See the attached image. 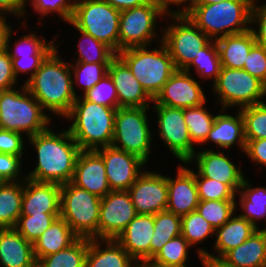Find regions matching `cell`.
I'll use <instances>...</instances> for the list:
<instances>
[{
	"instance_id": "obj_32",
	"label": "cell",
	"mask_w": 266,
	"mask_h": 267,
	"mask_svg": "<svg viewBox=\"0 0 266 267\" xmlns=\"http://www.w3.org/2000/svg\"><path fill=\"white\" fill-rule=\"evenodd\" d=\"M245 176L236 198V208H241L239 215L260 228L261 220L266 219V187H254ZM239 202V204H238ZM260 221V222H259ZM259 222V223H257Z\"/></svg>"
},
{
	"instance_id": "obj_58",
	"label": "cell",
	"mask_w": 266,
	"mask_h": 267,
	"mask_svg": "<svg viewBox=\"0 0 266 267\" xmlns=\"http://www.w3.org/2000/svg\"><path fill=\"white\" fill-rule=\"evenodd\" d=\"M202 267H233L228 264L223 258L214 257L208 254L200 255L199 259Z\"/></svg>"
},
{
	"instance_id": "obj_47",
	"label": "cell",
	"mask_w": 266,
	"mask_h": 267,
	"mask_svg": "<svg viewBox=\"0 0 266 267\" xmlns=\"http://www.w3.org/2000/svg\"><path fill=\"white\" fill-rule=\"evenodd\" d=\"M85 100L111 108H118V94L109 74L81 95Z\"/></svg>"
},
{
	"instance_id": "obj_49",
	"label": "cell",
	"mask_w": 266,
	"mask_h": 267,
	"mask_svg": "<svg viewBox=\"0 0 266 267\" xmlns=\"http://www.w3.org/2000/svg\"><path fill=\"white\" fill-rule=\"evenodd\" d=\"M243 69L266 86V48L256 43L251 48Z\"/></svg>"
},
{
	"instance_id": "obj_25",
	"label": "cell",
	"mask_w": 266,
	"mask_h": 267,
	"mask_svg": "<svg viewBox=\"0 0 266 267\" xmlns=\"http://www.w3.org/2000/svg\"><path fill=\"white\" fill-rule=\"evenodd\" d=\"M236 214V215H235ZM258 228L241 217L238 213L234 215L221 227L215 230V241L213 243L214 254L209 253L206 248L196 249L197 257L208 254L222 258L228 251L238 247L247 240Z\"/></svg>"
},
{
	"instance_id": "obj_6",
	"label": "cell",
	"mask_w": 266,
	"mask_h": 267,
	"mask_svg": "<svg viewBox=\"0 0 266 267\" xmlns=\"http://www.w3.org/2000/svg\"><path fill=\"white\" fill-rule=\"evenodd\" d=\"M158 43L159 47L154 49L150 46L132 47L117 54L153 100L177 70L164 43Z\"/></svg>"
},
{
	"instance_id": "obj_53",
	"label": "cell",
	"mask_w": 266,
	"mask_h": 267,
	"mask_svg": "<svg viewBox=\"0 0 266 267\" xmlns=\"http://www.w3.org/2000/svg\"><path fill=\"white\" fill-rule=\"evenodd\" d=\"M246 146L244 156L251 159L255 166L259 165L260 168H266V138L257 140H245ZM262 166V167H261Z\"/></svg>"
},
{
	"instance_id": "obj_10",
	"label": "cell",
	"mask_w": 266,
	"mask_h": 267,
	"mask_svg": "<svg viewBox=\"0 0 266 267\" xmlns=\"http://www.w3.org/2000/svg\"><path fill=\"white\" fill-rule=\"evenodd\" d=\"M212 87L216 107L221 104V109L228 111L232 107L239 110L266 101V86L244 69L221 67Z\"/></svg>"
},
{
	"instance_id": "obj_24",
	"label": "cell",
	"mask_w": 266,
	"mask_h": 267,
	"mask_svg": "<svg viewBox=\"0 0 266 267\" xmlns=\"http://www.w3.org/2000/svg\"><path fill=\"white\" fill-rule=\"evenodd\" d=\"M212 129L209 132L206 141L201 145L211 144L217 146V149H225L228 152L231 147L237 145L238 150L244 153L246 141L244 137V120L240 110H236L235 116L228 114L225 109L218 111ZM228 149V150H227Z\"/></svg>"
},
{
	"instance_id": "obj_55",
	"label": "cell",
	"mask_w": 266,
	"mask_h": 267,
	"mask_svg": "<svg viewBox=\"0 0 266 267\" xmlns=\"http://www.w3.org/2000/svg\"><path fill=\"white\" fill-rule=\"evenodd\" d=\"M161 9L167 14H186L194 5H195V0H155ZM183 5V6H182ZM176 7L177 8H170V7ZM179 7V8H178ZM182 9H181V8Z\"/></svg>"
},
{
	"instance_id": "obj_8",
	"label": "cell",
	"mask_w": 266,
	"mask_h": 267,
	"mask_svg": "<svg viewBox=\"0 0 266 267\" xmlns=\"http://www.w3.org/2000/svg\"><path fill=\"white\" fill-rule=\"evenodd\" d=\"M100 206V197L72 182L61 185L60 217L79 238H98Z\"/></svg>"
},
{
	"instance_id": "obj_31",
	"label": "cell",
	"mask_w": 266,
	"mask_h": 267,
	"mask_svg": "<svg viewBox=\"0 0 266 267\" xmlns=\"http://www.w3.org/2000/svg\"><path fill=\"white\" fill-rule=\"evenodd\" d=\"M78 238L64 219L57 218L33 243L36 261L69 247Z\"/></svg>"
},
{
	"instance_id": "obj_2",
	"label": "cell",
	"mask_w": 266,
	"mask_h": 267,
	"mask_svg": "<svg viewBox=\"0 0 266 267\" xmlns=\"http://www.w3.org/2000/svg\"><path fill=\"white\" fill-rule=\"evenodd\" d=\"M56 47L42 61L39 69L25 83L26 89L53 115L63 118L70 112L77 99L73 91L70 63L63 61Z\"/></svg>"
},
{
	"instance_id": "obj_51",
	"label": "cell",
	"mask_w": 266,
	"mask_h": 267,
	"mask_svg": "<svg viewBox=\"0 0 266 267\" xmlns=\"http://www.w3.org/2000/svg\"><path fill=\"white\" fill-rule=\"evenodd\" d=\"M257 1L254 0L252 5L251 30L256 43L266 48V3L258 5Z\"/></svg>"
},
{
	"instance_id": "obj_40",
	"label": "cell",
	"mask_w": 266,
	"mask_h": 267,
	"mask_svg": "<svg viewBox=\"0 0 266 267\" xmlns=\"http://www.w3.org/2000/svg\"><path fill=\"white\" fill-rule=\"evenodd\" d=\"M72 72L73 91L78 97L76 88L80 86V90L85 93L93 88L104 76L108 74L110 63H73L69 61ZM77 85V86H75ZM76 87V88H75Z\"/></svg>"
},
{
	"instance_id": "obj_16",
	"label": "cell",
	"mask_w": 266,
	"mask_h": 267,
	"mask_svg": "<svg viewBox=\"0 0 266 267\" xmlns=\"http://www.w3.org/2000/svg\"><path fill=\"white\" fill-rule=\"evenodd\" d=\"M202 148L194 153L193 157L184 164H196L197 172L202 176L226 184L235 194L245 178L242 168L225 155L222 150Z\"/></svg>"
},
{
	"instance_id": "obj_33",
	"label": "cell",
	"mask_w": 266,
	"mask_h": 267,
	"mask_svg": "<svg viewBox=\"0 0 266 267\" xmlns=\"http://www.w3.org/2000/svg\"><path fill=\"white\" fill-rule=\"evenodd\" d=\"M24 180L0 182V228H15L21 215Z\"/></svg>"
},
{
	"instance_id": "obj_19",
	"label": "cell",
	"mask_w": 266,
	"mask_h": 267,
	"mask_svg": "<svg viewBox=\"0 0 266 267\" xmlns=\"http://www.w3.org/2000/svg\"><path fill=\"white\" fill-rule=\"evenodd\" d=\"M71 182L100 198L111 191L104 161L95 150L80 151Z\"/></svg>"
},
{
	"instance_id": "obj_3",
	"label": "cell",
	"mask_w": 266,
	"mask_h": 267,
	"mask_svg": "<svg viewBox=\"0 0 266 267\" xmlns=\"http://www.w3.org/2000/svg\"><path fill=\"white\" fill-rule=\"evenodd\" d=\"M116 109L77 97L64 118L70 122L67 129L81 150L112 145Z\"/></svg>"
},
{
	"instance_id": "obj_1",
	"label": "cell",
	"mask_w": 266,
	"mask_h": 267,
	"mask_svg": "<svg viewBox=\"0 0 266 267\" xmlns=\"http://www.w3.org/2000/svg\"><path fill=\"white\" fill-rule=\"evenodd\" d=\"M27 139L36 152L37 165L26 174V178L60 185L72 181L81 149L68 129L55 131L53 126H49Z\"/></svg>"
},
{
	"instance_id": "obj_13",
	"label": "cell",
	"mask_w": 266,
	"mask_h": 267,
	"mask_svg": "<svg viewBox=\"0 0 266 267\" xmlns=\"http://www.w3.org/2000/svg\"><path fill=\"white\" fill-rule=\"evenodd\" d=\"M157 119L158 136L180 163L188 162L196 152L184 120V109L152 105ZM195 146V147H194Z\"/></svg>"
},
{
	"instance_id": "obj_57",
	"label": "cell",
	"mask_w": 266,
	"mask_h": 267,
	"mask_svg": "<svg viewBox=\"0 0 266 267\" xmlns=\"http://www.w3.org/2000/svg\"><path fill=\"white\" fill-rule=\"evenodd\" d=\"M113 6L119 11L127 10L134 7H139L149 3L151 0H102Z\"/></svg>"
},
{
	"instance_id": "obj_11",
	"label": "cell",
	"mask_w": 266,
	"mask_h": 267,
	"mask_svg": "<svg viewBox=\"0 0 266 267\" xmlns=\"http://www.w3.org/2000/svg\"><path fill=\"white\" fill-rule=\"evenodd\" d=\"M167 14L155 0L145 5L123 10L119 19V52L124 49L152 46L153 41L161 42L162 35L156 33L159 21ZM160 19V20H159ZM159 20V21H158ZM158 28V29H157Z\"/></svg>"
},
{
	"instance_id": "obj_62",
	"label": "cell",
	"mask_w": 266,
	"mask_h": 267,
	"mask_svg": "<svg viewBox=\"0 0 266 267\" xmlns=\"http://www.w3.org/2000/svg\"><path fill=\"white\" fill-rule=\"evenodd\" d=\"M133 267H151L147 262H137Z\"/></svg>"
},
{
	"instance_id": "obj_35",
	"label": "cell",
	"mask_w": 266,
	"mask_h": 267,
	"mask_svg": "<svg viewBox=\"0 0 266 267\" xmlns=\"http://www.w3.org/2000/svg\"><path fill=\"white\" fill-rule=\"evenodd\" d=\"M181 235V216L167 210L154 215V233L150 243V260L172 238Z\"/></svg>"
},
{
	"instance_id": "obj_23",
	"label": "cell",
	"mask_w": 266,
	"mask_h": 267,
	"mask_svg": "<svg viewBox=\"0 0 266 267\" xmlns=\"http://www.w3.org/2000/svg\"><path fill=\"white\" fill-rule=\"evenodd\" d=\"M154 215L137 214L116 240L136 262L150 261Z\"/></svg>"
},
{
	"instance_id": "obj_63",
	"label": "cell",
	"mask_w": 266,
	"mask_h": 267,
	"mask_svg": "<svg viewBox=\"0 0 266 267\" xmlns=\"http://www.w3.org/2000/svg\"><path fill=\"white\" fill-rule=\"evenodd\" d=\"M266 219L264 220L265 226L261 228H258L260 231L264 232L266 234Z\"/></svg>"
},
{
	"instance_id": "obj_27",
	"label": "cell",
	"mask_w": 266,
	"mask_h": 267,
	"mask_svg": "<svg viewBox=\"0 0 266 267\" xmlns=\"http://www.w3.org/2000/svg\"><path fill=\"white\" fill-rule=\"evenodd\" d=\"M136 263L116 239H88L85 267H133Z\"/></svg>"
},
{
	"instance_id": "obj_29",
	"label": "cell",
	"mask_w": 266,
	"mask_h": 267,
	"mask_svg": "<svg viewBox=\"0 0 266 267\" xmlns=\"http://www.w3.org/2000/svg\"><path fill=\"white\" fill-rule=\"evenodd\" d=\"M222 258L233 267H266V234L257 229Z\"/></svg>"
},
{
	"instance_id": "obj_54",
	"label": "cell",
	"mask_w": 266,
	"mask_h": 267,
	"mask_svg": "<svg viewBox=\"0 0 266 267\" xmlns=\"http://www.w3.org/2000/svg\"><path fill=\"white\" fill-rule=\"evenodd\" d=\"M43 60L44 59H12V66L16 79L18 80L21 74H27L28 77L23 82L25 84L39 69Z\"/></svg>"
},
{
	"instance_id": "obj_39",
	"label": "cell",
	"mask_w": 266,
	"mask_h": 267,
	"mask_svg": "<svg viewBox=\"0 0 266 267\" xmlns=\"http://www.w3.org/2000/svg\"><path fill=\"white\" fill-rule=\"evenodd\" d=\"M206 106L205 103L184 109V120L188 127L189 136L196 146H201L206 141L216 118V115L210 112Z\"/></svg>"
},
{
	"instance_id": "obj_44",
	"label": "cell",
	"mask_w": 266,
	"mask_h": 267,
	"mask_svg": "<svg viewBox=\"0 0 266 267\" xmlns=\"http://www.w3.org/2000/svg\"><path fill=\"white\" fill-rule=\"evenodd\" d=\"M244 120L245 140L266 138V101L239 109Z\"/></svg>"
},
{
	"instance_id": "obj_50",
	"label": "cell",
	"mask_w": 266,
	"mask_h": 267,
	"mask_svg": "<svg viewBox=\"0 0 266 267\" xmlns=\"http://www.w3.org/2000/svg\"><path fill=\"white\" fill-rule=\"evenodd\" d=\"M24 137L25 135L20 132L0 129V153L24 156L26 153L24 143L27 141Z\"/></svg>"
},
{
	"instance_id": "obj_48",
	"label": "cell",
	"mask_w": 266,
	"mask_h": 267,
	"mask_svg": "<svg viewBox=\"0 0 266 267\" xmlns=\"http://www.w3.org/2000/svg\"><path fill=\"white\" fill-rule=\"evenodd\" d=\"M23 156L0 153V182H18L26 179L22 173Z\"/></svg>"
},
{
	"instance_id": "obj_46",
	"label": "cell",
	"mask_w": 266,
	"mask_h": 267,
	"mask_svg": "<svg viewBox=\"0 0 266 267\" xmlns=\"http://www.w3.org/2000/svg\"><path fill=\"white\" fill-rule=\"evenodd\" d=\"M195 183L199 201L236 200V194L226 184L214 179L202 177L196 170Z\"/></svg>"
},
{
	"instance_id": "obj_56",
	"label": "cell",
	"mask_w": 266,
	"mask_h": 267,
	"mask_svg": "<svg viewBox=\"0 0 266 267\" xmlns=\"http://www.w3.org/2000/svg\"><path fill=\"white\" fill-rule=\"evenodd\" d=\"M0 14L8 15L22 20L21 0H0Z\"/></svg>"
},
{
	"instance_id": "obj_42",
	"label": "cell",
	"mask_w": 266,
	"mask_h": 267,
	"mask_svg": "<svg viewBox=\"0 0 266 267\" xmlns=\"http://www.w3.org/2000/svg\"><path fill=\"white\" fill-rule=\"evenodd\" d=\"M191 248L193 247L182 235L176 236L169 240L162 247V249L147 263L176 266L189 265V250Z\"/></svg>"
},
{
	"instance_id": "obj_5",
	"label": "cell",
	"mask_w": 266,
	"mask_h": 267,
	"mask_svg": "<svg viewBox=\"0 0 266 267\" xmlns=\"http://www.w3.org/2000/svg\"><path fill=\"white\" fill-rule=\"evenodd\" d=\"M52 120L25 84L0 91V129L20 132L28 138L46 130Z\"/></svg>"
},
{
	"instance_id": "obj_52",
	"label": "cell",
	"mask_w": 266,
	"mask_h": 267,
	"mask_svg": "<svg viewBox=\"0 0 266 267\" xmlns=\"http://www.w3.org/2000/svg\"><path fill=\"white\" fill-rule=\"evenodd\" d=\"M19 84L18 80L15 77L12 59L9 56V53L4 50L0 52V91H5L13 89Z\"/></svg>"
},
{
	"instance_id": "obj_60",
	"label": "cell",
	"mask_w": 266,
	"mask_h": 267,
	"mask_svg": "<svg viewBox=\"0 0 266 267\" xmlns=\"http://www.w3.org/2000/svg\"><path fill=\"white\" fill-rule=\"evenodd\" d=\"M228 0H195V4H212V3H219Z\"/></svg>"
},
{
	"instance_id": "obj_36",
	"label": "cell",
	"mask_w": 266,
	"mask_h": 267,
	"mask_svg": "<svg viewBox=\"0 0 266 267\" xmlns=\"http://www.w3.org/2000/svg\"><path fill=\"white\" fill-rule=\"evenodd\" d=\"M88 238H78L69 247L41 258L37 267H85Z\"/></svg>"
},
{
	"instance_id": "obj_37",
	"label": "cell",
	"mask_w": 266,
	"mask_h": 267,
	"mask_svg": "<svg viewBox=\"0 0 266 267\" xmlns=\"http://www.w3.org/2000/svg\"><path fill=\"white\" fill-rule=\"evenodd\" d=\"M195 69V71H192ZM221 70V61L218 46L215 40H211L204 48L200 50L198 57L184 69V71L202 78V82L211 79V85L217 80ZM204 78V79H203Z\"/></svg>"
},
{
	"instance_id": "obj_22",
	"label": "cell",
	"mask_w": 266,
	"mask_h": 267,
	"mask_svg": "<svg viewBox=\"0 0 266 267\" xmlns=\"http://www.w3.org/2000/svg\"><path fill=\"white\" fill-rule=\"evenodd\" d=\"M61 185L26 178L23 185L21 215L51 213L60 215Z\"/></svg>"
},
{
	"instance_id": "obj_21",
	"label": "cell",
	"mask_w": 266,
	"mask_h": 267,
	"mask_svg": "<svg viewBox=\"0 0 266 267\" xmlns=\"http://www.w3.org/2000/svg\"><path fill=\"white\" fill-rule=\"evenodd\" d=\"M108 74L112 78L118 94V108L151 107L150 104L153 103V99L118 55L111 60Z\"/></svg>"
},
{
	"instance_id": "obj_26",
	"label": "cell",
	"mask_w": 266,
	"mask_h": 267,
	"mask_svg": "<svg viewBox=\"0 0 266 267\" xmlns=\"http://www.w3.org/2000/svg\"><path fill=\"white\" fill-rule=\"evenodd\" d=\"M0 267H37L33 243L15 228H0Z\"/></svg>"
},
{
	"instance_id": "obj_12",
	"label": "cell",
	"mask_w": 266,
	"mask_h": 267,
	"mask_svg": "<svg viewBox=\"0 0 266 267\" xmlns=\"http://www.w3.org/2000/svg\"><path fill=\"white\" fill-rule=\"evenodd\" d=\"M171 21L162 28V42L169 51L177 70H184L211 39L185 14L166 15Z\"/></svg>"
},
{
	"instance_id": "obj_61",
	"label": "cell",
	"mask_w": 266,
	"mask_h": 267,
	"mask_svg": "<svg viewBox=\"0 0 266 267\" xmlns=\"http://www.w3.org/2000/svg\"><path fill=\"white\" fill-rule=\"evenodd\" d=\"M151 267H188V265L176 266V265H163V264H149ZM191 267V266H189Z\"/></svg>"
},
{
	"instance_id": "obj_43",
	"label": "cell",
	"mask_w": 266,
	"mask_h": 267,
	"mask_svg": "<svg viewBox=\"0 0 266 267\" xmlns=\"http://www.w3.org/2000/svg\"><path fill=\"white\" fill-rule=\"evenodd\" d=\"M196 211L216 230L224 225L238 211L236 200L199 201Z\"/></svg>"
},
{
	"instance_id": "obj_20",
	"label": "cell",
	"mask_w": 266,
	"mask_h": 267,
	"mask_svg": "<svg viewBox=\"0 0 266 267\" xmlns=\"http://www.w3.org/2000/svg\"><path fill=\"white\" fill-rule=\"evenodd\" d=\"M175 177L167 175L168 201L167 211L183 216L196 210L199 204L195 183V171L179 164Z\"/></svg>"
},
{
	"instance_id": "obj_34",
	"label": "cell",
	"mask_w": 266,
	"mask_h": 267,
	"mask_svg": "<svg viewBox=\"0 0 266 267\" xmlns=\"http://www.w3.org/2000/svg\"><path fill=\"white\" fill-rule=\"evenodd\" d=\"M69 26H73L76 31L81 34L79 37L78 44L76 45L74 63H110L111 60L117 55L110 47L101 41L96 40L93 36L88 33L77 29L71 22Z\"/></svg>"
},
{
	"instance_id": "obj_28",
	"label": "cell",
	"mask_w": 266,
	"mask_h": 267,
	"mask_svg": "<svg viewBox=\"0 0 266 267\" xmlns=\"http://www.w3.org/2000/svg\"><path fill=\"white\" fill-rule=\"evenodd\" d=\"M220 55L221 67L243 69L251 48L256 44L251 29L239 34L215 40Z\"/></svg>"
},
{
	"instance_id": "obj_45",
	"label": "cell",
	"mask_w": 266,
	"mask_h": 267,
	"mask_svg": "<svg viewBox=\"0 0 266 267\" xmlns=\"http://www.w3.org/2000/svg\"><path fill=\"white\" fill-rule=\"evenodd\" d=\"M60 215L41 213L20 215L15 229L29 242L34 243Z\"/></svg>"
},
{
	"instance_id": "obj_14",
	"label": "cell",
	"mask_w": 266,
	"mask_h": 267,
	"mask_svg": "<svg viewBox=\"0 0 266 267\" xmlns=\"http://www.w3.org/2000/svg\"><path fill=\"white\" fill-rule=\"evenodd\" d=\"M198 81L184 70H176L154 98L151 105H165L174 108L197 107L207 103L205 91Z\"/></svg>"
},
{
	"instance_id": "obj_41",
	"label": "cell",
	"mask_w": 266,
	"mask_h": 267,
	"mask_svg": "<svg viewBox=\"0 0 266 267\" xmlns=\"http://www.w3.org/2000/svg\"><path fill=\"white\" fill-rule=\"evenodd\" d=\"M181 235L193 247H198L207 238L215 237L214 227L198 211L181 216Z\"/></svg>"
},
{
	"instance_id": "obj_59",
	"label": "cell",
	"mask_w": 266,
	"mask_h": 267,
	"mask_svg": "<svg viewBox=\"0 0 266 267\" xmlns=\"http://www.w3.org/2000/svg\"><path fill=\"white\" fill-rule=\"evenodd\" d=\"M6 15L0 14V52L6 50V39L12 26L6 20Z\"/></svg>"
},
{
	"instance_id": "obj_15",
	"label": "cell",
	"mask_w": 266,
	"mask_h": 267,
	"mask_svg": "<svg viewBox=\"0 0 266 267\" xmlns=\"http://www.w3.org/2000/svg\"><path fill=\"white\" fill-rule=\"evenodd\" d=\"M95 151L104 161L111 191H128L147 168V163L138 156L112 145Z\"/></svg>"
},
{
	"instance_id": "obj_4",
	"label": "cell",
	"mask_w": 266,
	"mask_h": 267,
	"mask_svg": "<svg viewBox=\"0 0 266 267\" xmlns=\"http://www.w3.org/2000/svg\"><path fill=\"white\" fill-rule=\"evenodd\" d=\"M254 0L195 4L185 15L211 40L251 29Z\"/></svg>"
},
{
	"instance_id": "obj_18",
	"label": "cell",
	"mask_w": 266,
	"mask_h": 267,
	"mask_svg": "<svg viewBox=\"0 0 266 267\" xmlns=\"http://www.w3.org/2000/svg\"><path fill=\"white\" fill-rule=\"evenodd\" d=\"M137 214L155 215L167 209V175L145 169L128 189Z\"/></svg>"
},
{
	"instance_id": "obj_7",
	"label": "cell",
	"mask_w": 266,
	"mask_h": 267,
	"mask_svg": "<svg viewBox=\"0 0 266 267\" xmlns=\"http://www.w3.org/2000/svg\"><path fill=\"white\" fill-rule=\"evenodd\" d=\"M150 110V107L117 108L112 140V146L138 156L147 164L151 159L154 137L149 123Z\"/></svg>"
},
{
	"instance_id": "obj_38",
	"label": "cell",
	"mask_w": 266,
	"mask_h": 267,
	"mask_svg": "<svg viewBox=\"0 0 266 267\" xmlns=\"http://www.w3.org/2000/svg\"><path fill=\"white\" fill-rule=\"evenodd\" d=\"M21 4L22 19H24L22 27L24 26L23 28L28 29V27H26L28 26L26 15L28 13L27 11L30 10H27V6H32L34 12L39 15L38 22L44 20L47 15L50 16L58 14L61 21L69 23L74 12L75 0H21Z\"/></svg>"
},
{
	"instance_id": "obj_17",
	"label": "cell",
	"mask_w": 266,
	"mask_h": 267,
	"mask_svg": "<svg viewBox=\"0 0 266 267\" xmlns=\"http://www.w3.org/2000/svg\"><path fill=\"white\" fill-rule=\"evenodd\" d=\"M136 215L128 191H110L101 198L98 239H116Z\"/></svg>"
},
{
	"instance_id": "obj_9",
	"label": "cell",
	"mask_w": 266,
	"mask_h": 267,
	"mask_svg": "<svg viewBox=\"0 0 266 267\" xmlns=\"http://www.w3.org/2000/svg\"><path fill=\"white\" fill-rule=\"evenodd\" d=\"M120 13L102 0H75L70 22L118 54Z\"/></svg>"
},
{
	"instance_id": "obj_30",
	"label": "cell",
	"mask_w": 266,
	"mask_h": 267,
	"mask_svg": "<svg viewBox=\"0 0 266 267\" xmlns=\"http://www.w3.org/2000/svg\"><path fill=\"white\" fill-rule=\"evenodd\" d=\"M30 34L21 35L20 38L14 40L11 45L14 33L17 32L10 29L6 39V51L11 59H45L47 55L56 47L57 36H53L51 41H46L44 36H37V30ZM11 41V42H10ZM12 46V47H11Z\"/></svg>"
}]
</instances>
